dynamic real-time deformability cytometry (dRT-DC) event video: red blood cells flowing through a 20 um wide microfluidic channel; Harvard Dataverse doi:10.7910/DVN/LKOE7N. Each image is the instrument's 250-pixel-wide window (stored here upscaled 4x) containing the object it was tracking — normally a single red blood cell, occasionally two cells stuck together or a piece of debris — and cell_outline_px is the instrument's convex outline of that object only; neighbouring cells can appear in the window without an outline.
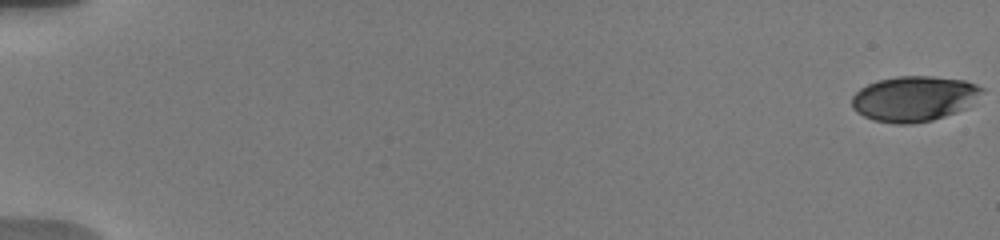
{"species": "human", "species_latin": "Homo sapiens", "temperature_condition": "warm", "stored_images_in_passage": 17, "camera_frame_rate_fps": 3000, "um_per_image_px": 0.085, "donor": {"sex": "male"}, "frame": {"image": 1, "passage_image": 1, "time_ms": 0.0, "image_size_px": [1000, 240], "cell_outline_px": [[984, 92], [964, 108], [944, 116], [932, 120], [912, 124], [892, 124], [872, 120], [856, 112], [852, 108], [852, 96], [860, 88], [876, 80], [896, 76], [932, 76], [964, 80], [976, 84], [984, 88]], "centroid_in_image_um": [77.66, 8.38], "position_along_channel_um": 7.3, "area_um2": 34.45}}
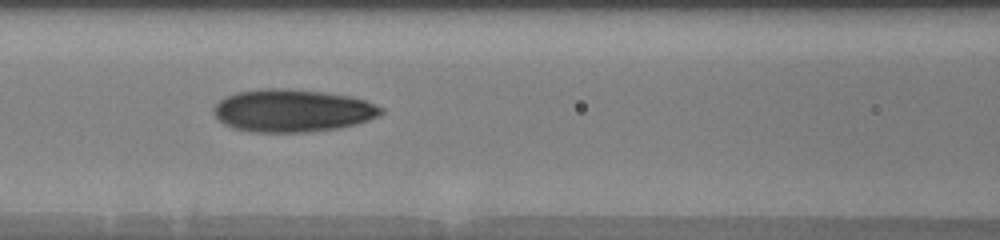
{"frame": {"image": 2, "passage_image": 15, "time_ms": 8.667, "image_size_px": [1000, 240], "cell_outline_px": [[384, 112], [380, 116], [356, 124], [340, 128], [308, 132], [252, 132], [232, 128], [224, 124], [212, 112], [212, 108], [224, 96], [236, 92], [264, 88], [288, 88], [324, 92], [348, 96], [364, 100], [376, 104], [384, 108]], "centroid_in_image_um": [24.85, 9.4], "position_along_channel_um": 141.7, "area_um2": 41.96}}
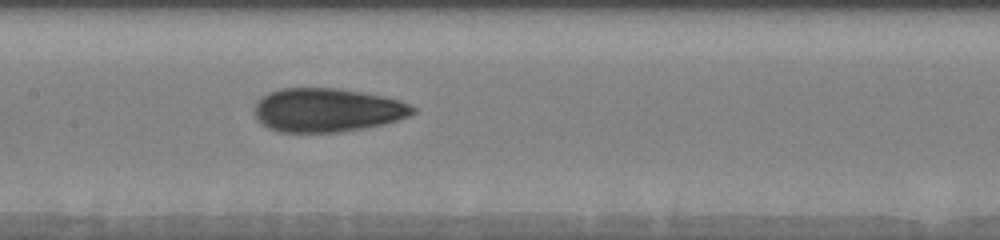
{"frame": {"image": 3, "passage_image": 17, "time_ms": 9.667, "image_size_px": [1000, 240], "cell_outline_px": [[416, 112], [408, 116], [384, 124], [364, 128], [336, 132], [280, 132], [268, 128], [260, 124], [256, 120], [256, 100], [260, 96], [268, 92], [280, 88], [340, 88], [384, 96], [400, 100], [412, 104], [416, 108]], "centroid_in_image_um": [27.8, 9.35], "position_along_channel_um": 179.6, "area_um2": 40.69}}